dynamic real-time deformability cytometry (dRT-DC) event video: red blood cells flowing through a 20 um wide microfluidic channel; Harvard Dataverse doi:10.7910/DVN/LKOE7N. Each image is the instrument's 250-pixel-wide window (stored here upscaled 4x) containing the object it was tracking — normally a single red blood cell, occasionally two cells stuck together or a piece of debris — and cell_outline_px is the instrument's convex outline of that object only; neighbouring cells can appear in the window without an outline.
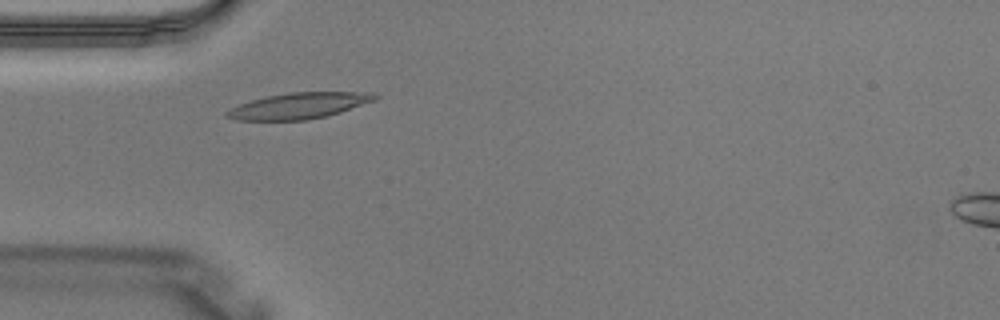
{"species": "Egyptian fruit bat (a non-hibernating species)", "species_latin": "Rousettus aegyptiacus", "temperature_condition": "warm", "stored_images_in_passage": 2, "camera_frame_rate_fps": 3000, "um_per_image_px": 0.085, "animal": {"sex": "male"}, "frame": {"image": 1, "passage_image": 2, "time_ms": 0.333, "image_size_px": [1000, 320], "cell_outline_px": [[380, 96], [376, 100], [340, 112], [324, 116], [304, 120], [236, 120], [224, 116], [224, 112], [240, 104], [252, 100], [268, 96], [288, 92], [372, 92]], "centroid_in_image_um": [25.42, 8.98], "position_along_channel_um": 59.6, "area_um2": 22.31}}